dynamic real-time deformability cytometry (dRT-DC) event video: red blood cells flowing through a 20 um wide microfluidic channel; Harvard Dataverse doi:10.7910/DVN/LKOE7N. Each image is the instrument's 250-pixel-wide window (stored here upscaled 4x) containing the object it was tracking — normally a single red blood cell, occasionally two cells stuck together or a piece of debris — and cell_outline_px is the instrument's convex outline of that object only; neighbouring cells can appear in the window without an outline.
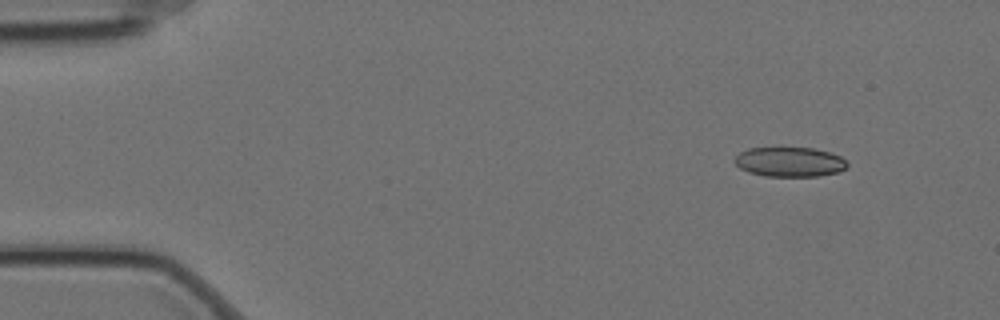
{"species": "Egyptian fruit bat (a non-hibernating species)", "species_latin": "Rousettus aegyptiacus", "temperature_condition": "cold", "stored_images_in_passage": 4, "camera_frame_rate_fps": 3000, "um_per_image_px": 0.085, "animal": {"sex": "female"}, "frame": {"image": 1, "passage_image": 1, "time_ms": 0.0, "image_size_px": [1000, 320], "cell_outline_px": [[848, 164], [840, 172], [820, 176], [764, 176], [748, 172], [740, 168], [736, 164], [736, 156], [740, 152], [748, 148], [812, 148], [828, 152], [840, 156]], "centroid_in_image_um": [67.12, 13.77], "position_along_channel_um": 17.9, "area_um2": 19.31}}
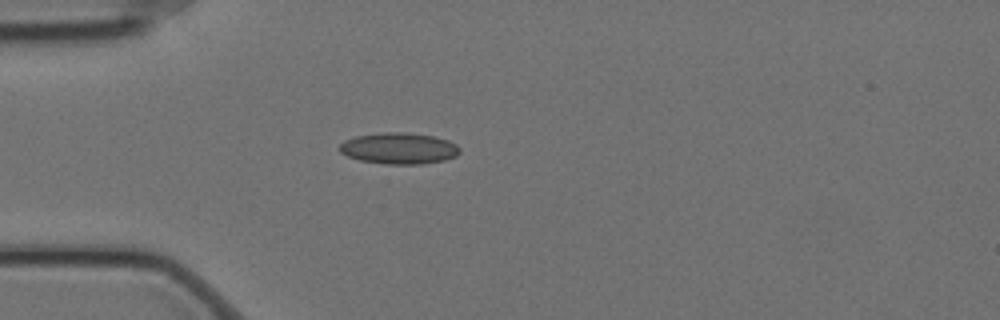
{"frame": {"image": 2, "passage_image": 4, "time_ms": 1.0, "image_size_px": [1000, 320], "cell_outline_px": [[460, 152], [456, 156], [444, 160], [424, 164], [384, 164], [360, 160], [348, 156], [340, 152], [340, 144], [344, 140], [356, 136], [384, 132], [404, 132], [432, 136], [448, 140], [456, 144], [460, 148]], "centroid_in_image_um": [33.92, 12.61], "position_along_channel_um": 51.1, "area_um2": 21.91}}